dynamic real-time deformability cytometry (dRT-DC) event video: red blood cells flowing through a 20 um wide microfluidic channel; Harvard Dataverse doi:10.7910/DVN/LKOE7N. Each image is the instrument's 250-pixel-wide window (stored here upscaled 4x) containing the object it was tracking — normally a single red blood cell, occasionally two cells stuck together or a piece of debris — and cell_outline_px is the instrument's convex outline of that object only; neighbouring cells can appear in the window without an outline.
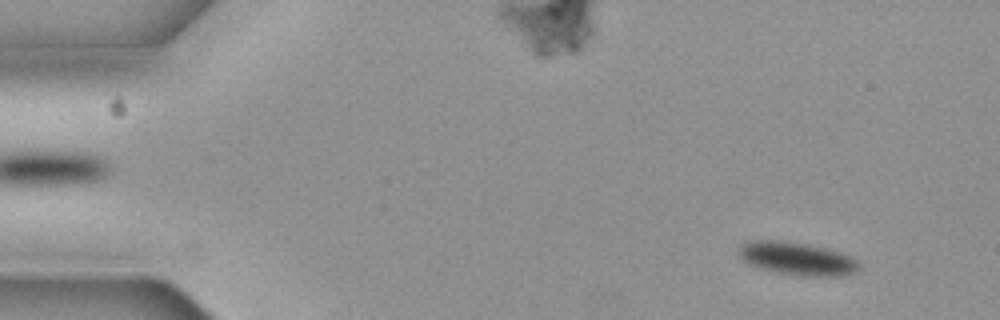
{"species": "common noctule bat (a hibernating species)", "species_latin": "Nyctalus noctula", "temperature_condition": "cold", "stored_images_in_passage": 5, "camera_frame_rate_fps": 3000, "um_per_image_px": 0.085, "animal": {"sex": "female", "body_mass_g": 19.3, "forearm_length_mm": 54.1}, "frame": {"image": 1, "passage_image": 1, "time_ms": 0.0, "image_size_px": [1000, 320], "cell_outline_px": [[860, 272], [844, 276], [800, 276], [776, 272], [756, 268], [744, 260], [736, 252], [748, 240], [776, 240], [804, 244], [840, 252], [856, 260], [860, 264]], "centroid_in_image_um": [67.76, 22.01], "position_along_channel_um": 17.2, "area_um2": 23.12}}